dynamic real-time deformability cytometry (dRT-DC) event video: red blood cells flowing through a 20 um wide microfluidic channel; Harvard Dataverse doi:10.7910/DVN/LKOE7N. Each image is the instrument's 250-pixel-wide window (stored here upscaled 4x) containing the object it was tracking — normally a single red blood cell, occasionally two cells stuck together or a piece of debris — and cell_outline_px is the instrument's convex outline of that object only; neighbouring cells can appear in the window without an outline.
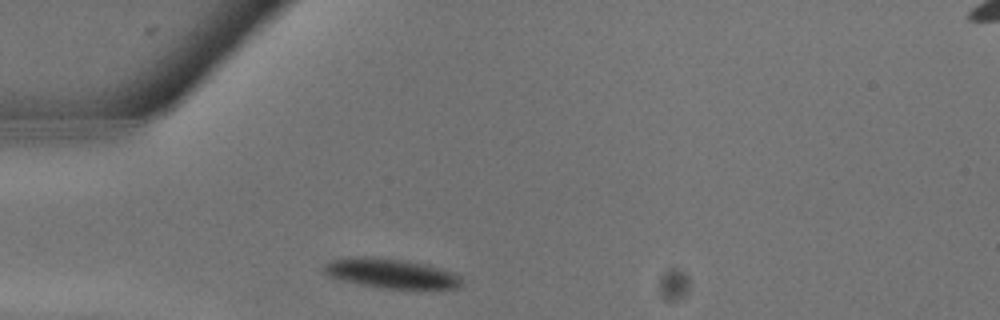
{"species": "common noctule bat (a hibernating species)", "species_latin": "Nyctalus noctula", "temperature_condition": "warm", "stored_images_in_passage": 5, "camera_frame_rate_fps": 3000, "um_per_image_px": 0.085, "animal": {"sex": "male", "body_mass_g": 13.3}, "frame": {"image": 1, "passage_image": 1, "time_ms": 0.0, "image_size_px": [1000, 320], "cell_outline_px": [[460, 284], [456, 288], [380, 288], [344, 280], [332, 276], [324, 272], [324, 264], [332, 260], [356, 256], [364, 256], [400, 260], [420, 264], [452, 272], [460, 276]], "centroid_in_image_um": [33.19, 23.24], "position_along_channel_um": 51.8, "area_um2": 22.77}}
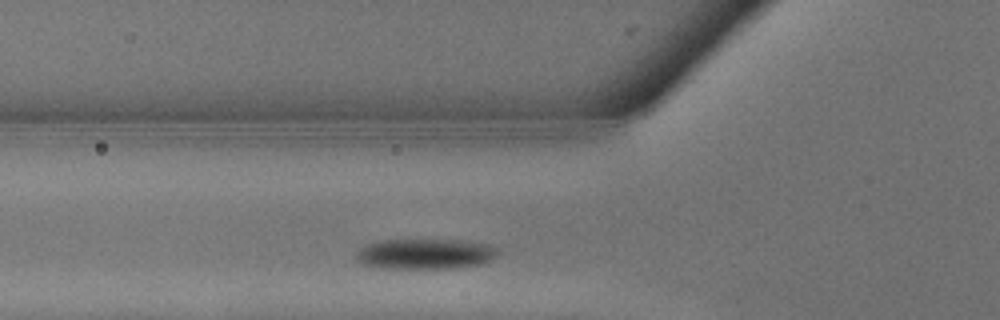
{"frame": {"image": 2, "passage_image": 3, "time_ms": 0.667, "image_size_px": [1000, 320], "cell_outline_px": [[500, 248], [496, 256], [492, 260], [480, 264], [456, 268], [392, 268], [364, 264], [356, 256], [356, 252], [364, 244], [376, 240], [468, 240], [492, 244]], "centroid_in_image_um": [36.23, 21.56], "position_along_channel_um": 89.6, "area_um2": 25.32}}
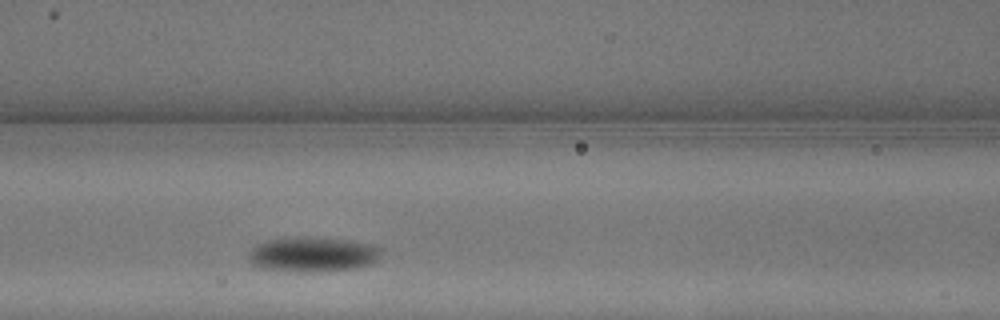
{"frame": {"image": 3, "passage_image": 5, "time_ms": 1.333, "image_size_px": [1000, 320], "cell_outline_px": [[380, 252], [376, 260], [372, 264], [356, 268], [260, 268], [252, 264], [248, 260], [248, 252], [256, 244], [268, 240], [284, 236], [308, 236], [352, 240], [376, 244], [380, 248]], "centroid_in_image_um": [26.58, 21.52], "position_along_channel_um": 140.0, "area_um2": 26.07}}